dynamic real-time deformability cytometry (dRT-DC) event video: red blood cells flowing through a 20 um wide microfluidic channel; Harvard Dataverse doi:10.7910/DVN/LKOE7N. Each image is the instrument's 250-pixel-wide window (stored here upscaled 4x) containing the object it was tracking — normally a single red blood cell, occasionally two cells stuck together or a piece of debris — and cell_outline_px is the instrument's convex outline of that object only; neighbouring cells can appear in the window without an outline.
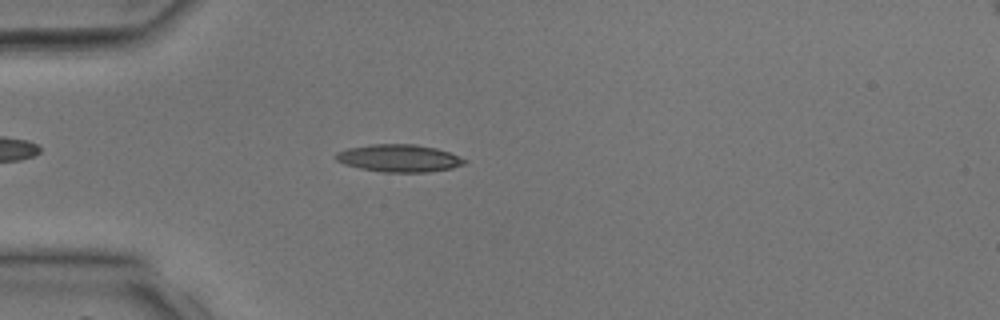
{"species": "common noctule bat (a hibernating species)", "species_latin": "Nyctalus noctula", "temperature_condition": "room temperature", "stored_images_in_passage": 40, "camera_frame_rate_fps": 3000, "um_per_image_px": 0.085, "animal": {"sex": "male", "body_mass_g": 17.9, "forearm_length_mm": 54.2}, "frame": {"image": 1, "passage_image": 12, "time_ms": 3.667, "image_size_px": [1000, 320], "cell_outline_px": [[468, 160], [464, 164], [452, 168], [428, 172], [384, 172], [360, 168], [344, 164], [336, 160], [332, 156], [336, 152], [348, 148], [368, 144], [416, 144], [436, 148], [460, 156]], "centroid_in_image_um": [33.9, 13.44], "position_along_channel_um": 51.1, "area_um2": 20.75}}
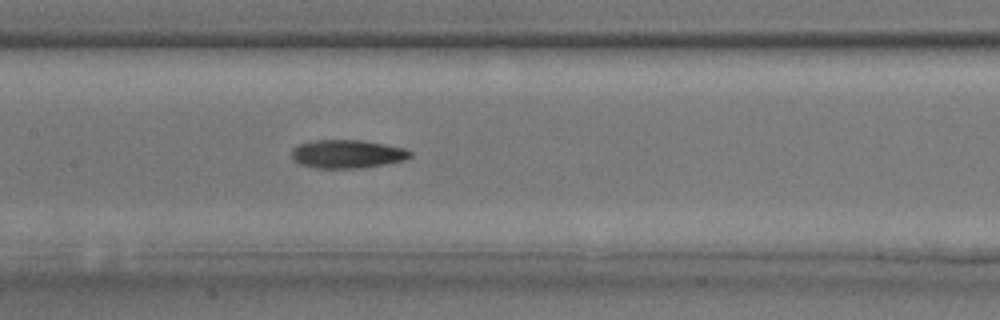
{"frame": {"image": 2, "passage_image": 20, "time_ms": 6.333, "image_size_px": [1000, 320], "cell_outline_px": [[412, 156], [404, 160], [388, 164], [364, 168], [312, 168], [300, 164], [292, 160], [292, 148], [300, 144], [316, 140], [360, 140], [404, 148], [412, 152]], "centroid_in_image_um": [29.51, 13.1], "position_along_channel_um": 177.9, "area_um2": 19.71}}
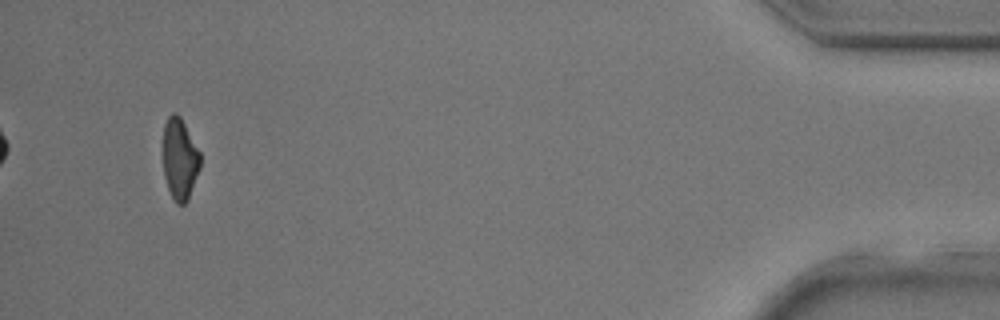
{"frame": {"image": 3, "passage_image": 38, "time_ms": 12.333, "image_size_px": [1000, 320], "cell_outline_px": [[200, 168], [188, 200], [184, 204], [176, 204], [172, 200], [164, 176], [164, 124], [168, 116], [172, 112], [176, 112], [180, 116], [200, 152]], "centroid_in_image_um": [15.28, 13.53], "position_along_channel_um": 419.9, "area_um2": 17.63}}